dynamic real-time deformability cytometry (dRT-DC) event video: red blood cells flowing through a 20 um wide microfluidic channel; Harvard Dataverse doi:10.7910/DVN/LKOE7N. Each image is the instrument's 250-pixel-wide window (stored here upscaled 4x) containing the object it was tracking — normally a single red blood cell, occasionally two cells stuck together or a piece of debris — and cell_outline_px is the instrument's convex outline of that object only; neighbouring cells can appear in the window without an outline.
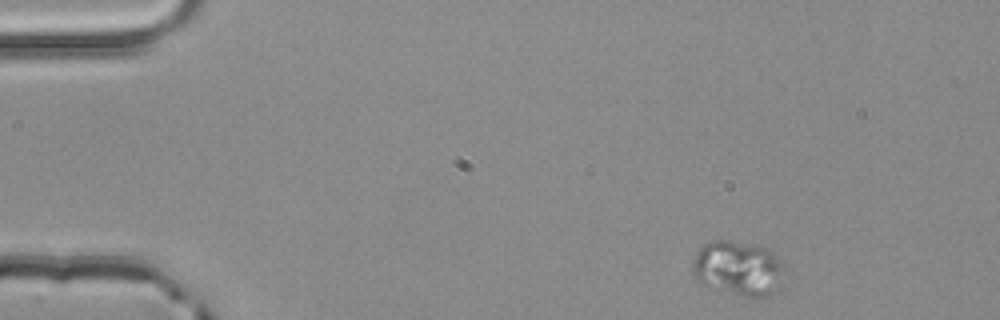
{"species": "common noctule bat (a hibernating species)", "species_latin": "Nyctalus noctula", "temperature_condition": "room temperature", "stored_images_in_passage": 3, "camera_frame_rate_fps": 3000, "um_per_image_px": 0.085, "animal": {"sex": "male", "body_mass_g": 20.4}, "frame": {"image": 1, "passage_image": 1, "time_ms": 0.0, "image_size_px": [1000, 320], "cell_outline_px": [[784, 268], [780, 288], [768, 296], [744, 296], [700, 284], [692, 272], [692, 264], [700, 248], [704, 244], [712, 240], [728, 240], [756, 244], [768, 248], [772, 252]], "centroid_in_image_um": [62.75, 22.79], "position_along_channel_um": 22.3, "area_um2": 29.25}}
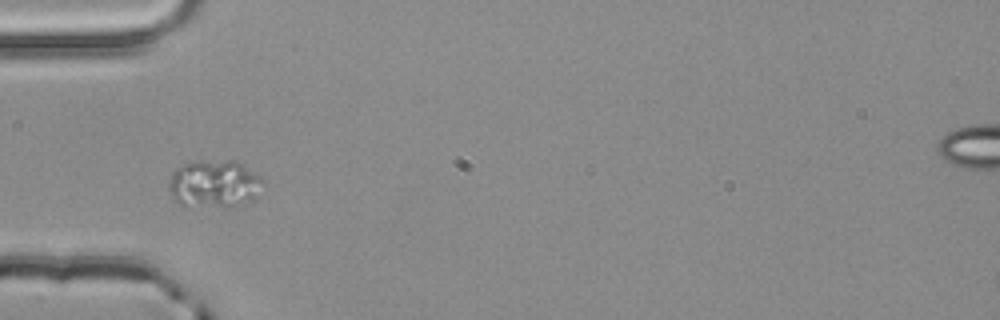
{"frame": {"image": 2, "passage_image": 3, "time_ms": 0.667, "image_size_px": [1000, 320], "cell_outline_px": [[264, 184], [260, 196], [252, 200], [232, 204], [180, 204], [172, 196], [168, 188], [168, 180], [172, 172], [176, 168], [184, 164], [200, 160], [232, 160], [240, 164], [260, 176], [264, 180]], "centroid_in_image_um": [18.22, 15.56], "position_along_channel_um": 66.8, "area_um2": 25.49}}